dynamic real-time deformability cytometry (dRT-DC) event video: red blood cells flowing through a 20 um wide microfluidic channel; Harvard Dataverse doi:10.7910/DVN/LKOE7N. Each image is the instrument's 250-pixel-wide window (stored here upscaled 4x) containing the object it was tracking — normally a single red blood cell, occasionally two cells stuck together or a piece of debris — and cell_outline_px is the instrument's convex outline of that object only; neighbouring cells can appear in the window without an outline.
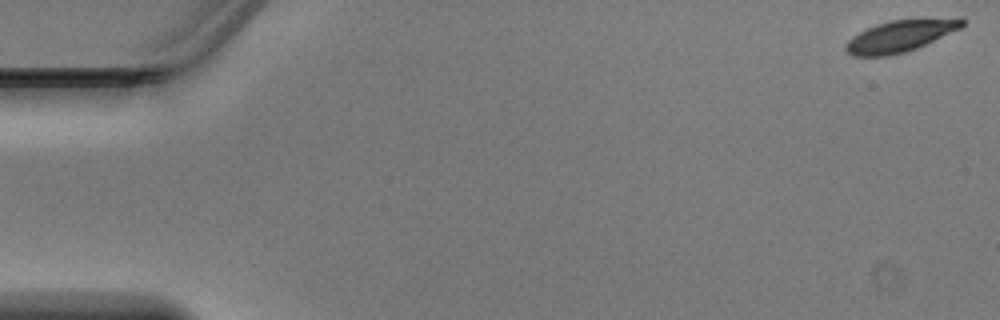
{"species": "Egyptian fruit bat (a non-hibernating species)", "species_latin": "Rousettus aegyptiacus", "temperature_condition": "warm", "stored_images_in_passage": 48, "camera_frame_rate_fps": 3000, "um_per_image_px": 0.085, "animal": {"sex": "male"}, "frame": {"image": 1, "passage_image": 1, "time_ms": 0.0, "image_size_px": [1000, 320], "cell_outline_px": [[964, 24], [960, 28], [916, 48], [904, 52], [888, 56], [852, 56], [844, 48], [848, 40], [852, 36], [876, 24], [888, 20], [964, 20]], "centroid_in_image_um": [76.38, 3.1], "position_along_channel_um": 8.6, "area_um2": 20.52}}
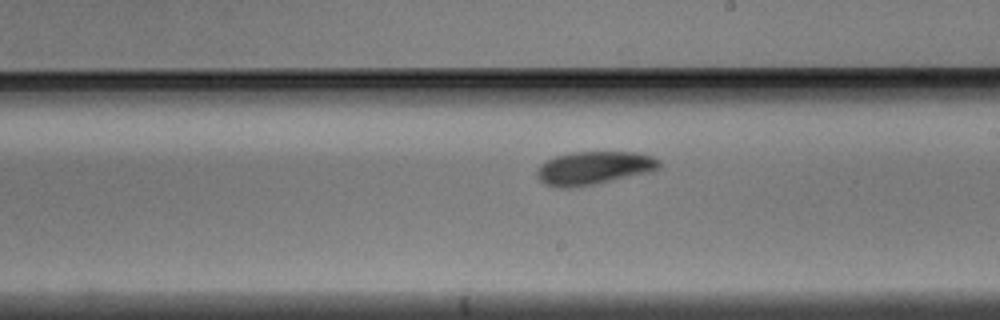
{"frame": {"image": 2, "passage_image": 28, "time_ms": 9.0, "image_size_px": [1000, 320], "cell_outline_px": [[660, 168], [652, 172], [596, 184], [572, 188], [556, 188], [544, 184], [536, 176], [536, 172], [540, 164], [556, 156], [572, 152], [636, 152], [652, 156], [660, 160]], "centroid_in_image_um": [50.49, 14.29], "position_along_channel_um": 238.5, "area_um2": 23.99}}
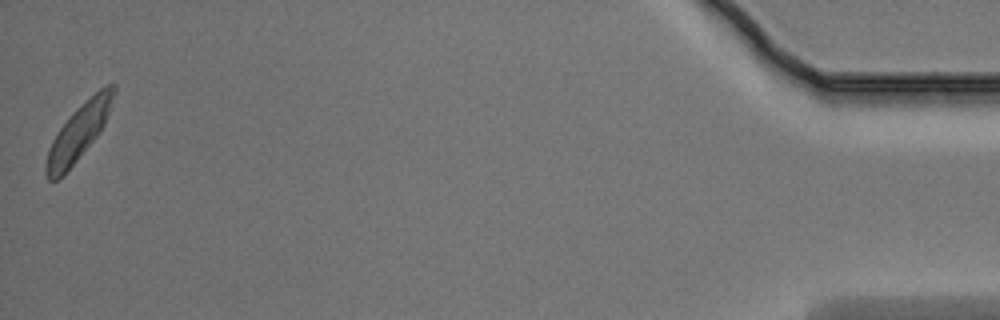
{"frame": {"image": 3, "passage_image": 48, "time_ms": 15.667, "image_size_px": [1000, 320], "cell_outline_px": [[116, 88], [104, 124], [96, 136], [76, 160], [56, 180], [48, 180], [44, 172], [44, 164], [48, 148], [52, 140], [60, 128], [72, 112], [76, 108], [100, 88], [108, 84], [116, 84]], "centroid_in_image_um": [6.64, 11.23], "position_along_channel_um": 428.6, "area_um2": 21.33}}